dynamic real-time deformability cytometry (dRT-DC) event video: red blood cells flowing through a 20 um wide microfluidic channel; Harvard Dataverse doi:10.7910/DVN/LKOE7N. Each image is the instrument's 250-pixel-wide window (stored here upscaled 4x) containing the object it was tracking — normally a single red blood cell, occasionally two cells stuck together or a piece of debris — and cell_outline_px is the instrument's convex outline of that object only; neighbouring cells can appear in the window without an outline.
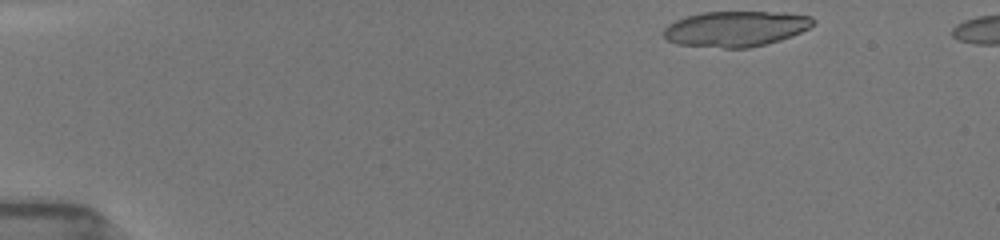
{"species": "common noctule bat (a hibernating species)", "species_latin": "Nyctalus noctula", "temperature_condition": "room temperature", "stored_images_in_passage": 11, "segment_of_instrument_passage": [1, 2], "camera_frame_rate_fps": 3000, "um_per_image_px": 0.085, "animal": {"sex": "female", "body_mass_g": 19.5, "forearm_length_mm": 54.1}, "frame": {"image": 1, "passage_image": 1, "time_ms": 0.0, "image_size_px": [1000, 240], "cell_outline_px": [[816, 20], [808, 28], [792, 36], [780, 40], [748, 48], [724, 48], [676, 44], [668, 40], [664, 36], [664, 28], [668, 24], [676, 20], [688, 16], [704, 12], [784, 12], [812, 16]], "centroid_in_image_um": [62.55, 2.44], "position_along_channel_um": 22.5, "area_um2": 30.87}}